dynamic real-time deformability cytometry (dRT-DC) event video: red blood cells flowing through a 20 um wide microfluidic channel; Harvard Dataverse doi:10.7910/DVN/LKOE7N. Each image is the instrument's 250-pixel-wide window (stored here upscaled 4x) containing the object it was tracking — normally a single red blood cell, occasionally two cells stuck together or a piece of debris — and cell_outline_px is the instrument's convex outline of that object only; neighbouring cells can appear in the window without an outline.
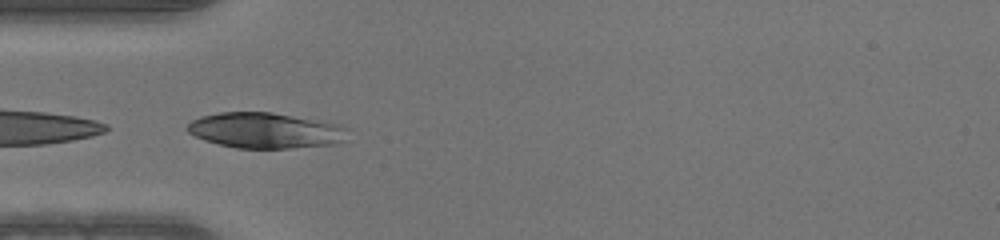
{"species": "human", "species_latin": "Homo sapiens", "temperature_condition": "warm", "stored_images_in_passage": 50, "camera_frame_rate_fps": 3000, "um_per_image_px": 0.085, "donor": {"sex": "male"}, "frame": {"image": 1, "passage_image": 15, "time_ms": 4.667, "image_size_px": [1000, 240], "cell_outline_px": [[348, 128], [344, 140], [336, 144], [288, 148], [236, 148], [204, 140], [188, 132], [184, 128], [192, 120], [200, 116], [220, 112], [272, 112], [336, 124]], "centroid_in_image_um": [22.51, 11.09], "position_along_channel_um": 62.5, "area_um2": 33.06}}
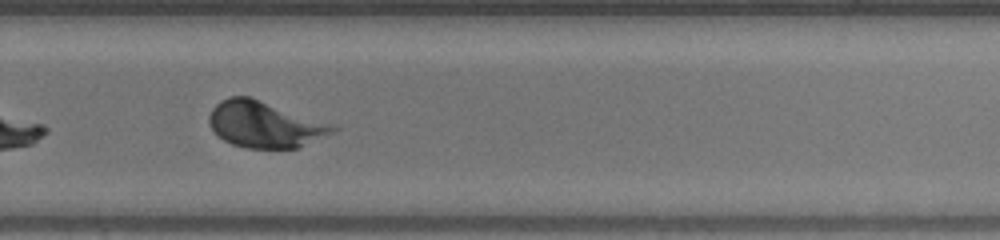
{"frame": {"image": 2, "passage_image": 33, "time_ms": 10.667, "image_size_px": [1000, 240], "cell_outline_px": [[340, 128], [336, 132], [300, 148], [248, 148], [232, 144], [224, 140], [208, 124], [208, 116], [212, 108], [220, 100], [228, 96], [248, 96]], "centroid_in_image_um": [22.47, 10.59], "position_along_channel_um": 307.3, "area_um2": 32.89}}
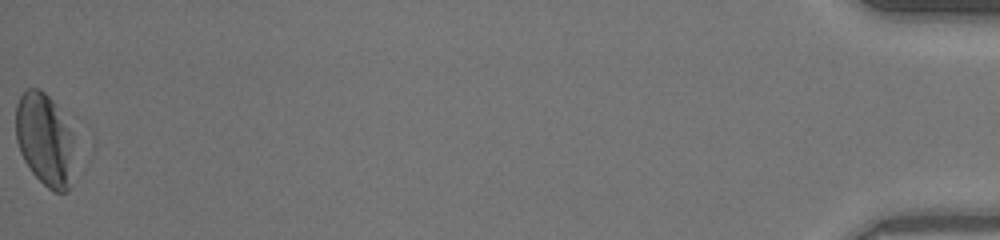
{"frame": {"image": 3, "passage_image": 50, "time_ms": 16.333, "image_size_px": [1000, 240], "cell_outline_px": [[72, 140], [68, 192], [56, 192], [48, 188], [32, 172], [24, 160], [20, 152], [16, 140], [16, 104], [20, 96], [28, 88], [40, 88], [52, 100], [72, 132]], "centroid_in_image_um": [3.74, 11.83], "position_along_channel_um": 431.5, "area_um2": 30.81}}